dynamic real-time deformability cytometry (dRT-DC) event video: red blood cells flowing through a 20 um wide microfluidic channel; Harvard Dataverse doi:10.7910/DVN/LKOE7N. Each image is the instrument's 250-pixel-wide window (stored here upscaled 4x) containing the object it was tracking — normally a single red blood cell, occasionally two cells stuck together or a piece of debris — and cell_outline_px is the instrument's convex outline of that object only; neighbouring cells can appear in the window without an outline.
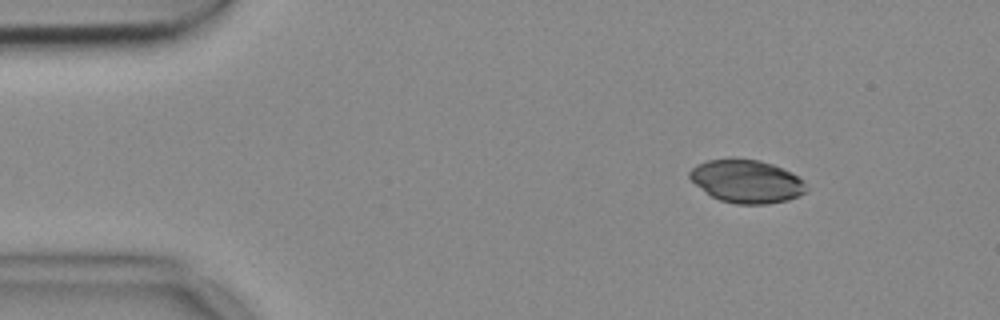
{"species": "common noctule bat (a hibernating species)", "species_latin": "Nyctalus noctula", "temperature_condition": "cold", "stored_images_in_passage": 48, "camera_frame_rate_fps": 3000, "um_per_image_px": 0.085, "animal": {"sex": "female", "body_mass_g": 18.4}, "frame": {"image": 1, "passage_image": 1, "time_ms": 0.0, "image_size_px": [1000, 320], "cell_outline_px": [[808, 188], [800, 196], [788, 200], [764, 204], [736, 204], [720, 200], [712, 196], [696, 184], [688, 176], [688, 172], [696, 164], [708, 160], [760, 160], [772, 164], [804, 180]], "centroid_in_image_um": [63.47, 15.43], "position_along_channel_um": 21.5, "area_um2": 28.73}}
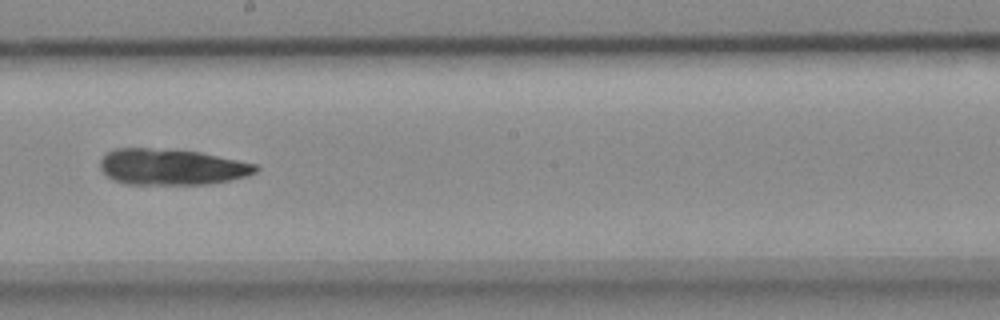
{"frame": {"image": 2, "passage_image": 24, "time_ms": 7.667, "image_size_px": [1000, 320], "cell_outline_px": [[260, 168], [256, 172], [248, 176], [208, 184], [124, 184], [112, 180], [100, 168], [100, 160], [108, 152], [116, 148], [148, 148], [200, 152], [256, 164]], "centroid_in_image_um": [14.58, 14.19], "position_along_channel_um": 233.6, "area_um2": 32.54}}
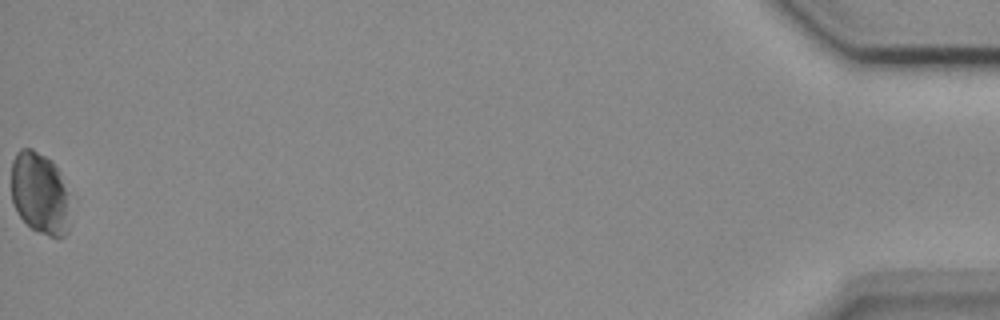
{"frame": {"image": 3, "passage_image": 48, "time_ms": 15.667, "image_size_px": [1000, 320], "cell_outline_px": [[76, 196], [68, 232], [64, 236], [48, 236], [32, 228], [16, 212], [12, 204], [12, 160], [16, 152], [20, 148], [32, 148], [44, 156], [56, 168]], "centroid_in_image_um": [3.5, 16.46], "position_along_channel_um": 431.7, "area_um2": 29.48}}